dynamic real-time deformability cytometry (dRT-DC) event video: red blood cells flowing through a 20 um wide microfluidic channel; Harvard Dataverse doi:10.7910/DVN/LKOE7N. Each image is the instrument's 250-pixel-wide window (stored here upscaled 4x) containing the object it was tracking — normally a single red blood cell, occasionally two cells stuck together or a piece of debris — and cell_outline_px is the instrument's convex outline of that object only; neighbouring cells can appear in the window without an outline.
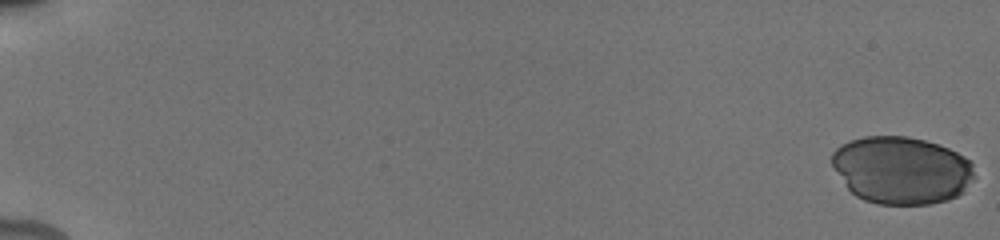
{"species": "human", "species_latin": "Homo sapiens", "temperature_condition": "cold", "stored_images_in_passage": 30, "camera_frame_rate_fps": 3000, "um_per_image_px": 0.085, "donor": {"sex": "male"}, "frame": {"image": 1, "passage_image": 1, "time_ms": 0.0, "image_size_px": [1000, 240], "cell_outline_px": [[976, 176], [964, 192], [948, 200], [928, 204], [876, 204], [864, 200], [856, 196], [848, 188], [832, 164], [832, 152], [840, 144], [848, 140], [864, 136], [904, 136], [924, 140], [948, 148], [964, 156], [972, 164]], "centroid_in_image_um": [76.64, 14.46], "position_along_channel_um": 8.4, "area_um2": 56.18}}